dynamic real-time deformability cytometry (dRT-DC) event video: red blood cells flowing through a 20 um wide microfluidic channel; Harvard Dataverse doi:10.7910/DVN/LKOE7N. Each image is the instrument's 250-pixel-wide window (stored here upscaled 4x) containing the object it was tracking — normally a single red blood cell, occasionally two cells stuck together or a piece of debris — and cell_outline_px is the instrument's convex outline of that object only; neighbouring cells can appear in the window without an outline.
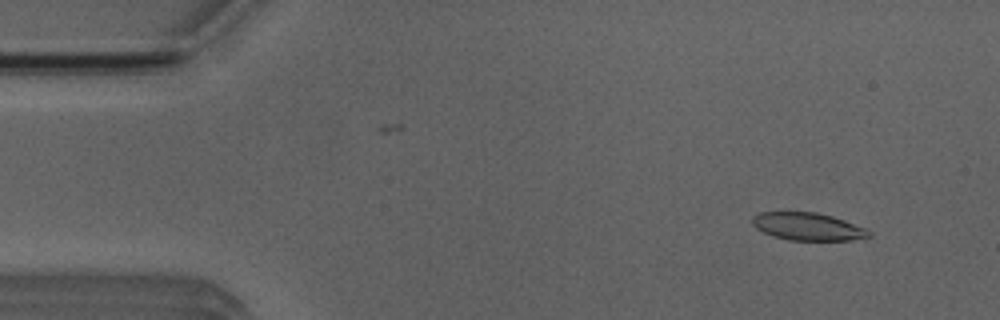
{"species": "Egyptian fruit bat (a non-hibernating species)", "species_latin": "Rousettus aegyptiacus", "temperature_condition": "room temperature", "stored_images_in_passage": 3, "camera_frame_rate_fps": 3000, "um_per_image_px": 0.085, "animal": {"sex": "male"}, "frame": {"image": 1, "passage_image": 1, "time_ms": 0.0, "image_size_px": [1000, 320], "cell_outline_px": [[872, 236], [852, 240], [788, 240], [772, 236], [756, 228], [752, 224], [752, 216], [760, 212], [816, 212], [832, 216], [868, 228], [872, 232]], "centroid_in_image_um": [68.69, 19.26], "position_along_channel_um": 16.3, "area_um2": 18.96}}